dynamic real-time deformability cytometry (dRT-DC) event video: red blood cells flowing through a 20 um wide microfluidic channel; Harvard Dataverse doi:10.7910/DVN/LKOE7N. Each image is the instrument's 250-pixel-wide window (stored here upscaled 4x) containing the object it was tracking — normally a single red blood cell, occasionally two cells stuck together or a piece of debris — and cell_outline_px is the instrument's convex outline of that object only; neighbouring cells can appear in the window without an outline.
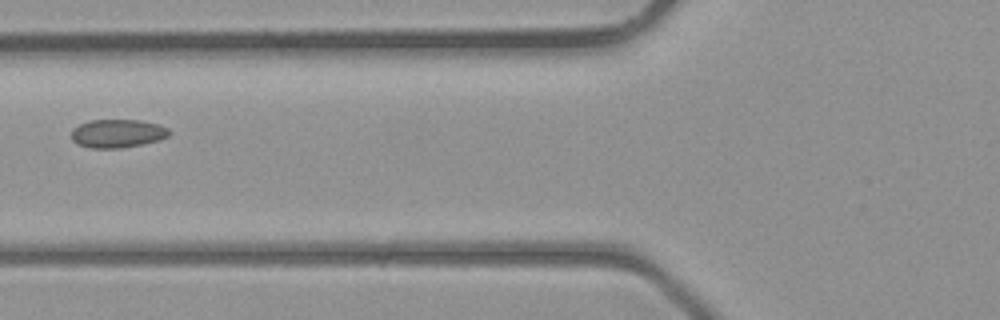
{"species": "common noctule bat (a hibernating species)", "species_latin": "Nyctalus noctula", "temperature_condition": "room temperature", "stored_images_in_passage": 5, "camera_frame_rate_fps": 3000, "um_per_image_px": 0.085, "animal": {"sex": "male", "body_mass_g": 23.1, "forearm_length_mm": 52.7}, "frame": {"image": 1, "passage_image": 5, "time_ms": 4.667, "image_size_px": [1000, 320], "cell_outline_px": [[168, 136], [160, 140], [120, 148], [92, 148], [76, 144], [72, 140], [72, 128], [88, 120], [140, 120], [160, 124], [168, 128]], "centroid_in_image_um": [9.96, 11.34], "position_along_channel_um": 115.8, "area_um2": 16.18}}